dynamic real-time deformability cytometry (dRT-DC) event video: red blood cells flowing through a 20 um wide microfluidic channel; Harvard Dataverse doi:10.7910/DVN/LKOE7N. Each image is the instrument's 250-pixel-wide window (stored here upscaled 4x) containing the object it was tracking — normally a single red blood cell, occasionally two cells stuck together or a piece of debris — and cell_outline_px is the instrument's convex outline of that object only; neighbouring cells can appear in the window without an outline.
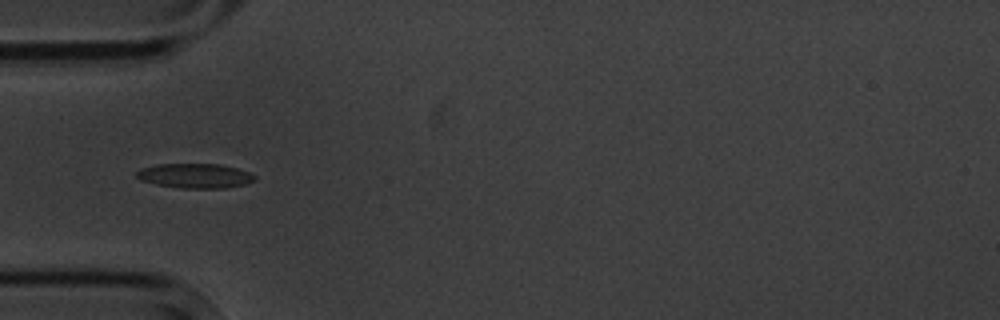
{"species": "common noctule bat (a hibernating species)", "species_latin": "Nyctalus noctula", "temperature_condition": "cold", "stored_images_in_passage": 10, "camera_frame_rate_fps": 3000, "um_per_image_px": 0.085, "animal": {"sex": "male", "body_mass_g": 20.1, "forearm_length_mm": 53.5}, "frame": {"image": 1, "passage_image": 7, "time_ms": 7.0, "image_size_px": [1000, 320], "cell_outline_px": [[256, 180], [244, 184], [224, 188], [180, 188], [156, 184], [140, 180], [136, 176], [136, 172], [140, 168], [156, 164], [220, 164], [236, 168], [248, 172], [256, 176]], "centroid_in_image_um": [16.55, 14.94], "position_along_channel_um": 68.4, "area_um2": 16.94}}
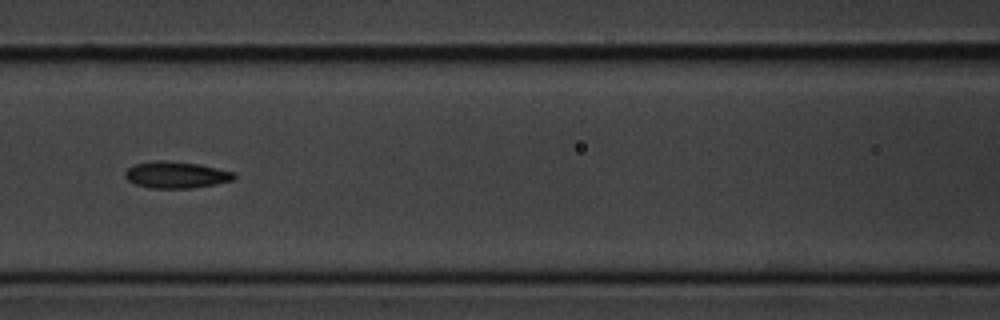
{"frame": {"image": 2, "passage_image": 9, "time_ms": 9.333, "image_size_px": [1000, 320], "cell_outline_px": [[236, 176], [232, 180], [216, 184], [192, 188], [148, 188], [136, 184], [128, 180], [124, 176], [124, 172], [128, 168], [136, 164], [156, 160], [164, 160], [200, 164], [236, 172]], "centroid_in_image_um": [14.98, 14.86], "position_along_channel_um": 151.6, "area_um2": 16.99}}
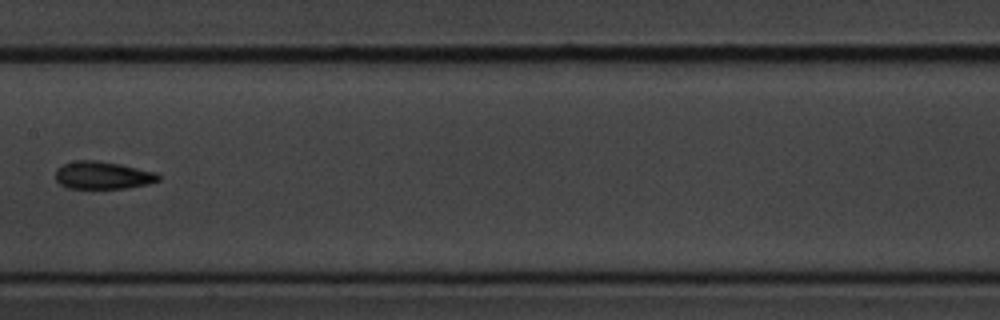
{"frame": {"image": 3, "passage_image": 10, "time_ms": 10.667, "image_size_px": [1000, 320], "cell_outline_px": [[160, 180], [148, 184], [124, 188], [68, 188], [60, 184], [56, 180], [56, 168], [64, 164], [76, 160], [96, 160], [120, 164], [156, 172], [160, 176]], "centroid_in_image_um": [8.73, 14.89], "position_along_channel_um": 198.7, "area_um2": 16.53}}